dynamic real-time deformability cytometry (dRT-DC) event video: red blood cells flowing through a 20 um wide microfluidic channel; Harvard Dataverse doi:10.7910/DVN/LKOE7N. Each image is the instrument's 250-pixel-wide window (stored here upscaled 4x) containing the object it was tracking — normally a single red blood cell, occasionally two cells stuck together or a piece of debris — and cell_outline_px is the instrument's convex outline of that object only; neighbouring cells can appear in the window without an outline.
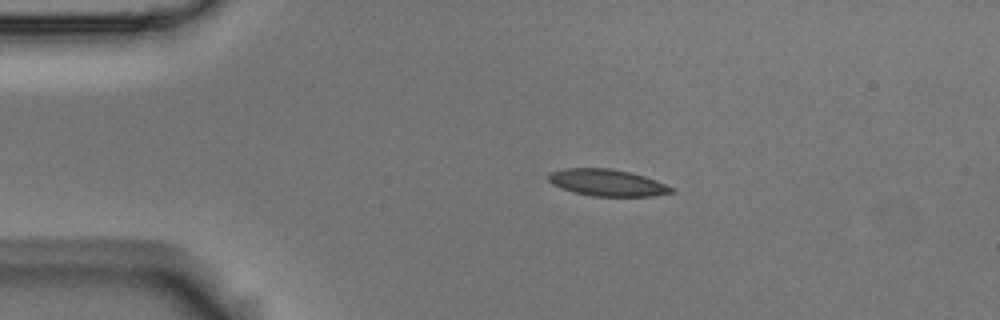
{"species": "Egyptian fruit bat (a non-hibernating species)", "species_latin": "Rousettus aegyptiacus", "temperature_condition": "room temperature", "stored_images_in_passage": 3, "camera_frame_rate_fps": 3000, "um_per_image_px": 0.085, "animal": {"sex": "male"}, "frame": {"image": 1, "passage_image": 1, "time_ms": 0.0, "image_size_px": [1000, 320], "cell_outline_px": [[676, 192], [652, 196], [592, 196], [560, 188], [552, 184], [548, 180], [548, 172], [564, 168], [608, 168], [632, 172], [656, 180], [676, 188]], "centroid_in_image_um": [51.63, 15.52], "position_along_channel_um": 33.4, "area_um2": 19.36}}
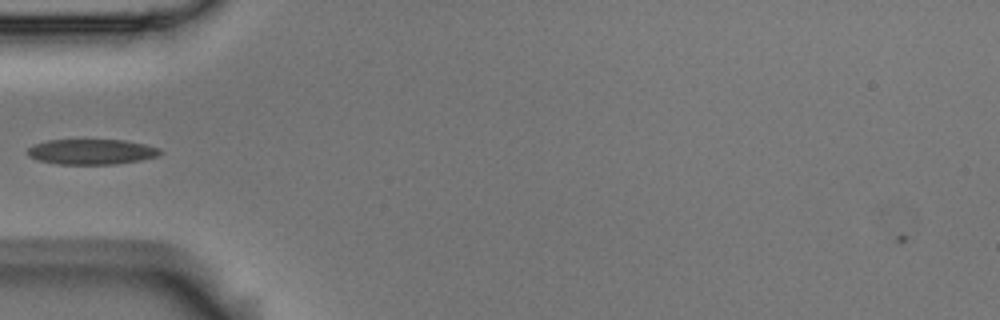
{"frame": {"image": 2, "passage_image": 2, "time_ms": 0.333, "image_size_px": [1000, 320], "cell_outline_px": [[164, 152], [160, 156], [140, 160], [116, 164], [56, 164], [40, 160], [28, 156], [28, 148], [36, 144], [48, 140], [124, 140], [144, 144], [160, 148]], "centroid_in_image_um": [7.84, 12.9], "position_along_channel_um": 77.2, "area_um2": 19.54}}
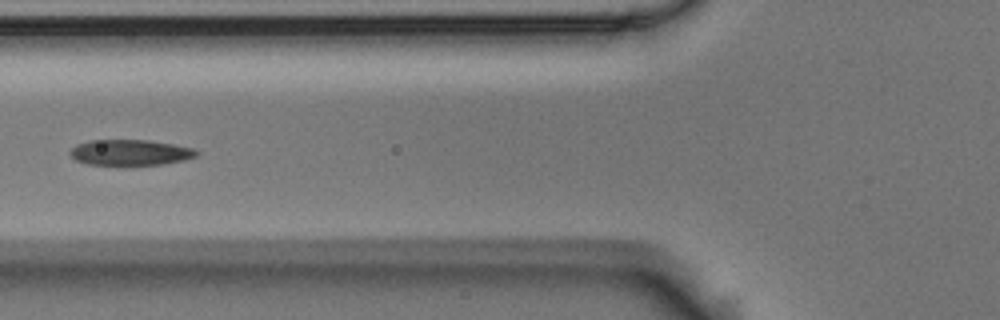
{"frame": {"image": 3, "passage_image": 3, "time_ms": 0.667, "image_size_px": [1000, 320], "cell_outline_px": [[200, 152], [196, 156], [184, 160], [160, 164], [132, 168], [124, 168], [88, 164], [76, 160], [68, 152], [76, 144], [88, 140], [148, 140], [172, 144], [192, 148]], "centroid_in_image_um": [11.03, 13.01], "position_along_channel_um": 114.8, "area_um2": 19.83}}